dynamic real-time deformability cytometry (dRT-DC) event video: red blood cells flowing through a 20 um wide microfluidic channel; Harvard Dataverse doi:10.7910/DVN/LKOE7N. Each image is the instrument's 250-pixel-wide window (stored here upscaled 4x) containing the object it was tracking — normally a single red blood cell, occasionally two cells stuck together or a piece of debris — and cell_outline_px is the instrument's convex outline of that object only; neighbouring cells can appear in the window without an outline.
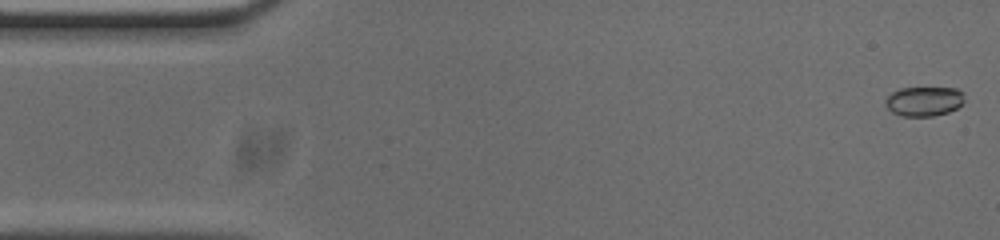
{"species": "common noctule bat (a hibernating species)", "species_latin": "Nyctalus noctula", "temperature_condition": "cold", "stored_images_in_passage": 53, "camera_frame_rate_fps": 3000, "um_per_image_px": 0.085, "animal": {"sex": "male", "body_mass_g": 20.0, "forearm_length_mm": 53.3}, "frame": {"image": 1, "passage_image": 1, "time_ms": 0.0, "image_size_px": [1000, 240], "cell_outline_px": [[964, 104], [948, 112], [932, 116], [900, 116], [892, 112], [884, 104], [884, 100], [892, 92], [900, 88], [956, 88], [964, 92]], "centroid_in_image_um": [78.55, 8.61], "position_along_channel_um": 6.5, "area_um2": 13.76}}
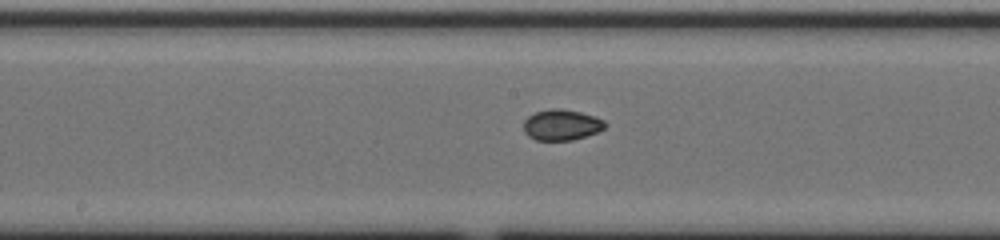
{"frame": {"image": 2, "passage_image": 26, "time_ms": 8.333, "image_size_px": [1000, 240], "cell_outline_px": [[608, 124], [604, 128], [596, 132], [572, 140], [536, 140], [528, 136], [524, 132], [524, 120], [528, 116], [536, 112], [552, 108], [560, 108], [580, 112], [596, 116], [604, 120]], "centroid_in_image_um": [47.73, 10.6], "position_along_channel_um": 200.5, "area_um2": 14.62}}
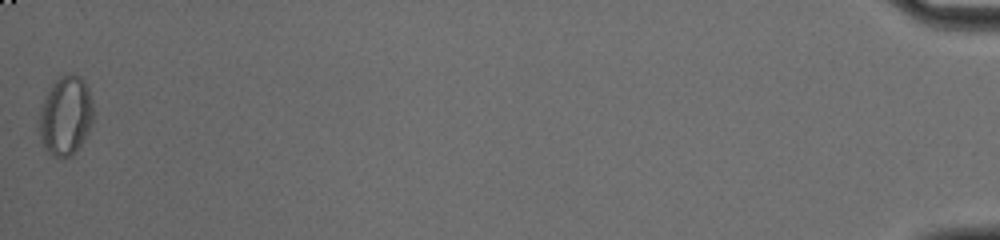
{"frame": {"image": 3, "passage_image": 53, "time_ms": 17.333, "image_size_px": [1000, 240], "cell_outline_px": [[92, 120], [88, 132], [76, 152], [72, 156], [52, 156], [44, 148], [40, 140], [40, 104], [52, 84], [60, 76], [72, 72], [80, 76], [84, 80], [88, 88], [92, 100]], "centroid_in_image_um": [5.57, 9.82], "position_along_channel_um": 429.6, "area_um2": 25.03}, "authors_computed_cell_mechanics": {"area_um2": 14.6234, "velocity_mm_per_s": 3.7584, "shape_relaxation_time_tau1_ms": null, "shape_relaxation_time_tau2_ms": 1.2414, "deformation_change_tau1": null, "deformation_change_tau2": 0.0238}}